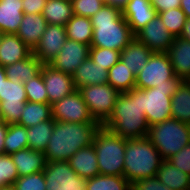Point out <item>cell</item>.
I'll return each mask as SVG.
<instances>
[{
  "label": "cell",
  "mask_w": 190,
  "mask_h": 190,
  "mask_svg": "<svg viewBox=\"0 0 190 190\" xmlns=\"http://www.w3.org/2000/svg\"><path fill=\"white\" fill-rule=\"evenodd\" d=\"M42 16L48 24L65 26L74 16L72 3L69 0H47Z\"/></svg>",
  "instance_id": "obj_29"
},
{
  "label": "cell",
  "mask_w": 190,
  "mask_h": 190,
  "mask_svg": "<svg viewBox=\"0 0 190 190\" xmlns=\"http://www.w3.org/2000/svg\"><path fill=\"white\" fill-rule=\"evenodd\" d=\"M24 88L28 102L49 103L41 72L36 77L24 83Z\"/></svg>",
  "instance_id": "obj_37"
},
{
  "label": "cell",
  "mask_w": 190,
  "mask_h": 190,
  "mask_svg": "<svg viewBox=\"0 0 190 190\" xmlns=\"http://www.w3.org/2000/svg\"><path fill=\"white\" fill-rule=\"evenodd\" d=\"M7 78L5 67L0 65V87L2 86L3 81Z\"/></svg>",
  "instance_id": "obj_50"
},
{
  "label": "cell",
  "mask_w": 190,
  "mask_h": 190,
  "mask_svg": "<svg viewBox=\"0 0 190 190\" xmlns=\"http://www.w3.org/2000/svg\"><path fill=\"white\" fill-rule=\"evenodd\" d=\"M8 125L3 120H0V154H4V140L8 131Z\"/></svg>",
  "instance_id": "obj_46"
},
{
  "label": "cell",
  "mask_w": 190,
  "mask_h": 190,
  "mask_svg": "<svg viewBox=\"0 0 190 190\" xmlns=\"http://www.w3.org/2000/svg\"><path fill=\"white\" fill-rule=\"evenodd\" d=\"M126 138H122L101 126L96 132L93 146L101 175L124 177Z\"/></svg>",
  "instance_id": "obj_5"
},
{
  "label": "cell",
  "mask_w": 190,
  "mask_h": 190,
  "mask_svg": "<svg viewBox=\"0 0 190 190\" xmlns=\"http://www.w3.org/2000/svg\"><path fill=\"white\" fill-rule=\"evenodd\" d=\"M177 169L190 176V143L168 159Z\"/></svg>",
  "instance_id": "obj_42"
},
{
  "label": "cell",
  "mask_w": 190,
  "mask_h": 190,
  "mask_svg": "<svg viewBox=\"0 0 190 190\" xmlns=\"http://www.w3.org/2000/svg\"><path fill=\"white\" fill-rule=\"evenodd\" d=\"M131 190H172L161 183L157 176L137 179L131 183Z\"/></svg>",
  "instance_id": "obj_43"
},
{
  "label": "cell",
  "mask_w": 190,
  "mask_h": 190,
  "mask_svg": "<svg viewBox=\"0 0 190 190\" xmlns=\"http://www.w3.org/2000/svg\"><path fill=\"white\" fill-rule=\"evenodd\" d=\"M43 173L46 190H86V179L78 176L68 161L47 162Z\"/></svg>",
  "instance_id": "obj_12"
},
{
  "label": "cell",
  "mask_w": 190,
  "mask_h": 190,
  "mask_svg": "<svg viewBox=\"0 0 190 190\" xmlns=\"http://www.w3.org/2000/svg\"><path fill=\"white\" fill-rule=\"evenodd\" d=\"M18 177L19 175L11 156L0 154V189L12 186Z\"/></svg>",
  "instance_id": "obj_39"
},
{
  "label": "cell",
  "mask_w": 190,
  "mask_h": 190,
  "mask_svg": "<svg viewBox=\"0 0 190 190\" xmlns=\"http://www.w3.org/2000/svg\"><path fill=\"white\" fill-rule=\"evenodd\" d=\"M163 160L147 137L126 139L124 177L130 183L137 179L156 176Z\"/></svg>",
  "instance_id": "obj_4"
},
{
  "label": "cell",
  "mask_w": 190,
  "mask_h": 190,
  "mask_svg": "<svg viewBox=\"0 0 190 190\" xmlns=\"http://www.w3.org/2000/svg\"><path fill=\"white\" fill-rule=\"evenodd\" d=\"M158 15L167 30L175 37H180L187 19L182 9L174 8L165 12H160Z\"/></svg>",
  "instance_id": "obj_36"
},
{
  "label": "cell",
  "mask_w": 190,
  "mask_h": 190,
  "mask_svg": "<svg viewBox=\"0 0 190 190\" xmlns=\"http://www.w3.org/2000/svg\"><path fill=\"white\" fill-rule=\"evenodd\" d=\"M73 13L91 18L104 5L99 0H71Z\"/></svg>",
  "instance_id": "obj_41"
},
{
  "label": "cell",
  "mask_w": 190,
  "mask_h": 190,
  "mask_svg": "<svg viewBox=\"0 0 190 190\" xmlns=\"http://www.w3.org/2000/svg\"><path fill=\"white\" fill-rule=\"evenodd\" d=\"M100 123L55 121L54 130L44 154L47 162L68 161L79 149L93 144Z\"/></svg>",
  "instance_id": "obj_2"
},
{
  "label": "cell",
  "mask_w": 190,
  "mask_h": 190,
  "mask_svg": "<svg viewBox=\"0 0 190 190\" xmlns=\"http://www.w3.org/2000/svg\"><path fill=\"white\" fill-rule=\"evenodd\" d=\"M41 74L51 105L76 90L71 74L56 70L49 64H43Z\"/></svg>",
  "instance_id": "obj_14"
},
{
  "label": "cell",
  "mask_w": 190,
  "mask_h": 190,
  "mask_svg": "<svg viewBox=\"0 0 190 190\" xmlns=\"http://www.w3.org/2000/svg\"><path fill=\"white\" fill-rule=\"evenodd\" d=\"M67 39L91 45L93 26L89 17L75 15L65 25Z\"/></svg>",
  "instance_id": "obj_30"
},
{
  "label": "cell",
  "mask_w": 190,
  "mask_h": 190,
  "mask_svg": "<svg viewBox=\"0 0 190 190\" xmlns=\"http://www.w3.org/2000/svg\"><path fill=\"white\" fill-rule=\"evenodd\" d=\"M153 52L136 37L120 52V60L135 75L146 65Z\"/></svg>",
  "instance_id": "obj_25"
},
{
  "label": "cell",
  "mask_w": 190,
  "mask_h": 190,
  "mask_svg": "<svg viewBox=\"0 0 190 190\" xmlns=\"http://www.w3.org/2000/svg\"><path fill=\"white\" fill-rule=\"evenodd\" d=\"M47 0H22L24 14H40Z\"/></svg>",
  "instance_id": "obj_44"
},
{
  "label": "cell",
  "mask_w": 190,
  "mask_h": 190,
  "mask_svg": "<svg viewBox=\"0 0 190 190\" xmlns=\"http://www.w3.org/2000/svg\"><path fill=\"white\" fill-rule=\"evenodd\" d=\"M86 190H131V183L125 177L99 174L86 179Z\"/></svg>",
  "instance_id": "obj_34"
},
{
  "label": "cell",
  "mask_w": 190,
  "mask_h": 190,
  "mask_svg": "<svg viewBox=\"0 0 190 190\" xmlns=\"http://www.w3.org/2000/svg\"><path fill=\"white\" fill-rule=\"evenodd\" d=\"M136 75L120 59L108 70V83L120 93H126L135 88Z\"/></svg>",
  "instance_id": "obj_32"
},
{
  "label": "cell",
  "mask_w": 190,
  "mask_h": 190,
  "mask_svg": "<svg viewBox=\"0 0 190 190\" xmlns=\"http://www.w3.org/2000/svg\"><path fill=\"white\" fill-rule=\"evenodd\" d=\"M48 23L40 14H24L16 35L32 51L39 43Z\"/></svg>",
  "instance_id": "obj_18"
},
{
  "label": "cell",
  "mask_w": 190,
  "mask_h": 190,
  "mask_svg": "<svg viewBox=\"0 0 190 190\" xmlns=\"http://www.w3.org/2000/svg\"><path fill=\"white\" fill-rule=\"evenodd\" d=\"M0 190H15L13 186L3 187Z\"/></svg>",
  "instance_id": "obj_51"
},
{
  "label": "cell",
  "mask_w": 190,
  "mask_h": 190,
  "mask_svg": "<svg viewBox=\"0 0 190 190\" xmlns=\"http://www.w3.org/2000/svg\"><path fill=\"white\" fill-rule=\"evenodd\" d=\"M90 19L93 26L90 47L121 52L135 37L122 12L111 5H103Z\"/></svg>",
  "instance_id": "obj_3"
},
{
  "label": "cell",
  "mask_w": 190,
  "mask_h": 190,
  "mask_svg": "<svg viewBox=\"0 0 190 190\" xmlns=\"http://www.w3.org/2000/svg\"><path fill=\"white\" fill-rule=\"evenodd\" d=\"M43 64L32 53L26 58L5 67L8 79L21 81L23 84L36 77Z\"/></svg>",
  "instance_id": "obj_26"
},
{
  "label": "cell",
  "mask_w": 190,
  "mask_h": 190,
  "mask_svg": "<svg viewBox=\"0 0 190 190\" xmlns=\"http://www.w3.org/2000/svg\"><path fill=\"white\" fill-rule=\"evenodd\" d=\"M128 2L129 0H108V5H111L122 12Z\"/></svg>",
  "instance_id": "obj_47"
},
{
  "label": "cell",
  "mask_w": 190,
  "mask_h": 190,
  "mask_svg": "<svg viewBox=\"0 0 190 190\" xmlns=\"http://www.w3.org/2000/svg\"><path fill=\"white\" fill-rule=\"evenodd\" d=\"M100 2H102L104 5H108V0H99Z\"/></svg>",
  "instance_id": "obj_52"
},
{
  "label": "cell",
  "mask_w": 190,
  "mask_h": 190,
  "mask_svg": "<svg viewBox=\"0 0 190 190\" xmlns=\"http://www.w3.org/2000/svg\"><path fill=\"white\" fill-rule=\"evenodd\" d=\"M19 177L44 171L47 160L44 152L25 148L10 154Z\"/></svg>",
  "instance_id": "obj_21"
},
{
  "label": "cell",
  "mask_w": 190,
  "mask_h": 190,
  "mask_svg": "<svg viewBox=\"0 0 190 190\" xmlns=\"http://www.w3.org/2000/svg\"><path fill=\"white\" fill-rule=\"evenodd\" d=\"M15 190H46L43 171L18 177L12 185Z\"/></svg>",
  "instance_id": "obj_40"
},
{
  "label": "cell",
  "mask_w": 190,
  "mask_h": 190,
  "mask_svg": "<svg viewBox=\"0 0 190 190\" xmlns=\"http://www.w3.org/2000/svg\"><path fill=\"white\" fill-rule=\"evenodd\" d=\"M159 181L172 190H190V176L163 160L156 174Z\"/></svg>",
  "instance_id": "obj_28"
},
{
  "label": "cell",
  "mask_w": 190,
  "mask_h": 190,
  "mask_svg": "<svg viewBox=\"0 0 190 190\" xmlns=\"http://www.w3.org/2000/svg\"><path fill=\"white\" fill-rule=\"evenodd\" d=\"M171 117L190 125V84L186 80L171 97Z\"/></svg>",
  "instance_id": "obj_27"
},
{
  "label": "cell",
  "mask_w": 190,
  "mask_h": 190,
  "mask_svg": "<svg viewBox=\"0 0 190 190\" xmlns=\"http://www.w3.org/2000/svg\"><path fill=\"white\" fill-rule=\"evenodd\" d=\"M164 160H168L190 143V125L169 118L149 126L147 136Z\"/></svg>",
  "instance_id": "obj_6"
},
{
  "label": "cell",
  "mask_w": 190,
  "mask_h": 190,
  "mask_svg": "<svg viewBox=\"0 0 190 190\" xmlns=\"http://www.w3.org/2000/svg\"><path fill=\"white\" fill-rule=\"evenodd\" d=\"M180 8L187 18H190V0H181Z\"/></svg>",
  "instance_id": "obj_49"
},
{
  "label": "cell",
  "mask_w": 190,
  "mask_h": 190,
  "mask_svg": "<svg viewBox=\"0 0 190 190\" xmlns=\"http://www.w3.org/2000/svg\"><path fill=\"white\" fill-rule=\"evenodd\" d=\"M26 102L24 84L21 81L6 78L0 87L1 120L7 124L18 123Z\"/></svg>",
  "instance_id": "obj_10"
},
{
  "label": "cell",
  "mask_w": 190,
  "mask_h": 190,
  "mask_svg": "<svg viewBox=\"0 0 190 190\" xmlns=\"http://www.w3.org/2000/svg\"><path fill=\"white\" fill-rule=\"evenodd\" d=\"M183 80L175 76L170 85L141 89V105L149 126L171 118V97Z\"/></svg>",
  "instance_id": "obj_7"
},
{
  "label": "cell",
  "mask_w": 190,
  "mask_h": 190,
  "mask_svg": "<svg viewBox=\"0 0 190 190\" xmlns=\"http://www.w3.org/2000/svg\"><path fill=\"white\" fill-rule=\"evenodd\" d=\"M66 40L65 26L48 24L39 43L33 49L32 54L42 64H49L61 51Z\"/></svg>",
  "instance_id": "obj_13"
},
{
  "label": "cell",
  "mask_w": 190,
  "mask_h": 190,
  "mask_svg": "<svg viewBox=\"0 0 190 190\" xmlns=\"http://www.w3.org/2000/svg\"><path fill=\"white\" fill-rule=\"evenodd\" d=\"M174 74L183 81L190 78V41L175 37L168 50Z\"/></svg>",
  "instance_id": "obj_22"
},
{
  "label": "cell",
  "mask_w": 190,
  "mask_h": 190,
  "mask_svg": "<svg viewBox=\"0 0 190 190\" xmlns=\"http://www.w3.org/2000/svg\"><path fill=\"white\" fill-rule=\"evenodd\" d=\"M28 148L27 128L16 124H9L4 140V154H12Z\"/></svg>",
  "instance_id": "obj_35"
},
{
  "label": "cell",
  "mask_w": 190,
  "mask_h": 190,
  "mask_svg": "<svg viewBox=\"0 0 190 190\" xmlns=\"http://www.w3.org/2000/svg\"><path fill=\"white\" fill-rule=\"evenodd\" d=\"M89 57L94 63L109 70L119 61L120 51L109 48L90 47Z\"/></svg>",
  "instance_id": "obj_38"
},
{
  "label": "cell",
  "mask_w": 190,
  "mask_h": 190,
  "mask_svg": "<svg viewBox=\"0 0 190 190\" xmlns=\"http://www.w3.org/2000/svg\"><path fill=\"white\" fill-rule=\"evenodd\" d=\"M102 126L122 138H145L149 125L142 110L141 89L120 93L113 113Z\"/></svg>",
  "instance_id": "obj_1"
},
{
  "label": "cell",
  "mask_w": 190,
  "mask_h": 190,
  "mask_svg": "<svg viewBox=\"0 0 190 190\" xmlns=\"http://www.w3.org/2000/svg\"><path fill=\"white\" fill-rule=\"evenodd\" d=\"M176 75L167 52H153L146 65L136 75L135 88L149 89L170 85Z\"/></svg>",
  "instance_id": "obj_9"
},
{
  "label": "cell",
  "mask_w": 190,
  "mask_h": 190,
  "mask_svg": "<svg viewBox=\"0 0 190 190\" xmlns=\"http://www.w3.org/2000/svg\"><path fill=\"white\" fill-rule=\"evenodd\" d=\"M93 119L103 125L111 116L120 92L109 83L79 89Z\"/></svg>",
  "instance_id": "obj_8"
},
{
  "label": "cell",
  "mask_w": 190,
  "mask_h": 190,
  "mask_svg": "<svg viewBox=\"0 0 190 190\" xmlns=\"http://www.w3.org/2000/svg\"><path fill=\"white\" fill-rule=\"evenodd\" d=\"M55 120L51 117L49 120L27 128L28 148L44 152L54 130Z\"/></svg>",
  "instance_id": "obj_31"
},
{
  "label": "cell",
  "mask_w": 190,
  "mask_h": 190,
  "mask_svg": "<svg viewBox=\"0 0 190 190\" xmlns=\"http://www.w3.org/2000/svg\"><path fill=\"white\" fill-rule=\"evenodd\" d=\"M51 117V104L27 101L21 112V117L18 124L29 128L39 124L40 122L49 120Z\"/></svg>",
  "instance_id": "obj_33"
},
{
  "label": "cell",
  "mask_w": 190,
  "mask_h": 190,
  "mask_svg": "<svg viewBox=\"0 0 190 190\" xmlns=\"http://www.w3.org/2000/svg\"><path fill=\"white\" fill-rule=\"evenodd\" d=\"M68 162L70 167L82 178L89 179L100 174L93 144L79 149L69 158Z\"/></svg>",
  "instance_id": "obj_23"
},
{
  "label": "cell",
  "mask_w": 190,
  "mask_h": 190,
  "mask_svg": "<svg viewBox=\"0 0 190 190\" xmlns=\"http://www.w3.org/2000/svg\"><path fill=\"white\" fill-rule=\"evenodd\" d=\"M135 37L152 52H168L175 39V36L167 30L158 14Z\"/></svg>",
  "instance_id": "obj_16"
},
{
  "label": "cell",
  "mask_w": 190,
  "mask_h": 190,
  "mask_svg": "<svg viewBox=\"0 0 190 190\" xmlns=\"http://www.w3.org/2000/svg\"><path fill=\"white\" fill-rule=\"evenodd\" d=\"M157 14L150 0H129L122 10V16L134 35L153 20Z\"/></svg>",
  "instance_id": "obj_17"
},
{
  "label": "cell",
  "mask_w": 190,
  "mask_h": 190,
  "mask_svg": "<svg viewBox=\"0 0 190 190\" xmlns=\"http://www.w3.org/2000/svg\"><path fill=\"white\" fill-rule=\"evenodd\" d=\"M181 38L190 41V18L186 19L182 34L180 35Z\"/></svg>",
  "instance_id": "obj_48"
},
{
  "label": "cell",
  "mask_w": 190,
  "mask_h": 190,
  "mask_svg": "<svg viewBox=\"0 0 190 190\" xmlns=\"http://www.w3.org/2000/svg\"><path fill=\"white\" fill-rule=\"evenodd\" d=\"M55 121L74 123H98L91 116L81 92L76 89L70 95L51 105Z\"/></svg>",
  "instance_id": "obj_11"
},
{
  "label": "cell",
  "mask_w": 190,
  "mask_h": 190,
  "mask_svg": "<svg viewBox=\"0 0 190 190\" xmlns=\"http://www.w3.org/2000/svg\"><path fill=\"white\" fill-rule=\"evenodd\" d=\"M90 46L67 39L57 56L49 62L54 69L73 75L79 65L89 57Z\"/></svg>",
  "instance_id": "obj_15"
},
{
  "label": "cell",
  "mask_w": 190,
  "mask_h": 190,
  "mask_svg": "<svg viewBox=\"0 0 190 190\" xmlns=\"http://www.w3.org/2000/svg\"><path fill=\"white\" fill-rule=\"evenodd\" d=\"M24 16L22 0H0V31L16 34Z\"/></svg>",
  "instance_id": "obj_24"
},
{
  "label": "cell",
  "mask_w": 190,
  "mask_h": 190,
  "mask_svg": "<svg viewBox=\"0 0 190 190\" xmlns=\"http://www.w3.org/2000/svg\"><path fill=\"white\" fill-rule=\"evenodd\" d=\"M32 50L16 34H2L0 39V65L6 67L26 59Z\"/></svg>",
  "instance_id": "obj_19"
},
{
  "label": "cell",
  "mask_w": 190,
  "mask_h": 190,
  "mask_svg": "<svg viewBox=\"0 0 190 190\" xmlns=\"http://www.w3.org/2000/svg\"><path fill=\"white\" fill-rule=\"evenodd\" d=\"M72 78L78 90L87 85H102L108 83V70L88 57L79 65Z\"/></svg>",
  "instance_id": "obj_20"
},
{
  "label": "cell",
  "mask_w": 190,
  "mask_h": 190,
  "mask_svg": "<svg viewBox=\"0 0 190 190\" xmlns=\"http://www.w3.org/2000/svg\"><path fill=\"white\" fill-rule=\"evenodd\" d=\"M157 13L180 8L181 0H150Z\"/></svg>",
  "instance_id": "obj_45"
}]
</instances>
